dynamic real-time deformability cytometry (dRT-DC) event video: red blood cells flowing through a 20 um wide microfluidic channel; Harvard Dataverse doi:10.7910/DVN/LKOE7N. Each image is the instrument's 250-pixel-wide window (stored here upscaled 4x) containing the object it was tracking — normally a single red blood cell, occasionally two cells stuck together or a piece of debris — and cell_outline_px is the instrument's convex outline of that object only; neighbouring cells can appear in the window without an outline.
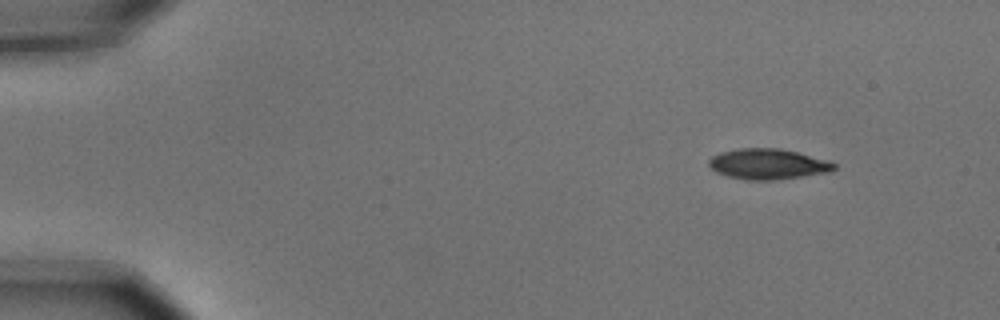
{"species": "common noctule bat (a hibernating species)", "species_latin": "Nyctalus noctula", "temperature_condition": "cold", "stored_images_in_passage": 4, "camera_frame_rate_fps": 3000, "um_per_image_px": 0.085, "animal": {"sex": "male", "body_mass_g": 15.6}, "frame": {"image": 1, "passage_image": 1, "time_ms": 0.0, "image_size_px": [1000, 320], "cell_outline_px": [[836, 168], [832, 172], [776, 180], [744, 180], [728, 176], [716, 172], [708, 164], [708, 160], [712, 156], [720, 152], [740, 148], [780, 148], [832, 160], [836, 164]], "centroid_in_image_um": [65.33, 13.94], "position_along_channel_um": 19.7, "area_um2": 22.66}}
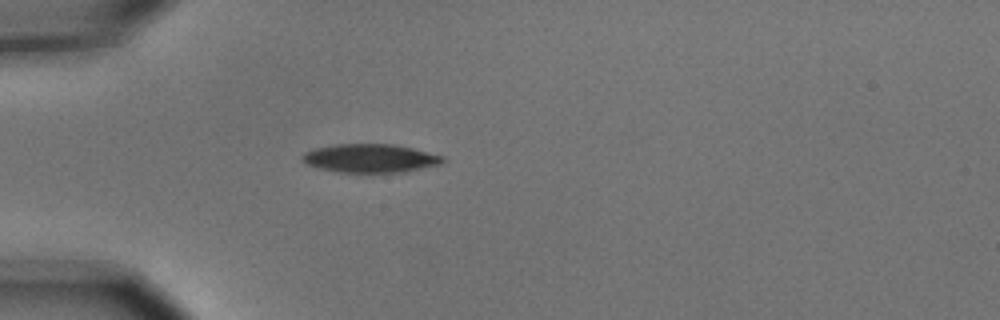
{"frame": {"image": 2, "passage_image": 4, "time_ms": 1.0, "image_size_px": [1000, 320], "cell_outline_px": [[448, 160], [440, 164], [404, 172], [340, 172], [320, 168], [304, 164], [300, 160], [300, 156], [304, 152], [312, 148], [336, 144], [392, 144], [412, 148], [444, 156]], "centroid_in_image_um": [31.43, 13.45], "position_along_channel_um": 53.6, "area_um2": 23.52}}